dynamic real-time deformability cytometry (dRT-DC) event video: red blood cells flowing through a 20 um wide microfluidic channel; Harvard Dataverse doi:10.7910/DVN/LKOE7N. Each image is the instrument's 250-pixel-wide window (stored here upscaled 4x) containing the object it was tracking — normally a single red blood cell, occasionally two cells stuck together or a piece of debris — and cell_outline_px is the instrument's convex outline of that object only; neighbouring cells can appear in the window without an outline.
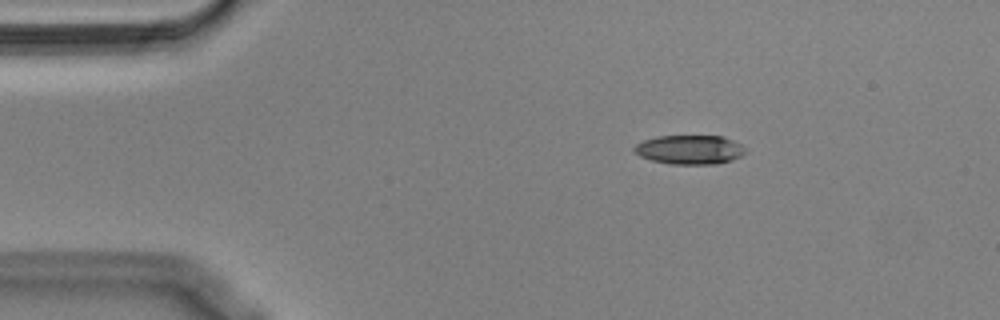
{"species": "Egyptian fruit bat (a non-hibernating species)", "species_latin": "Rousettus aegyptiacus", "temperature_condition": "cold", "stored_images_in_passage": 47, "camera_frame_rate_fps": 3000, "um_per_image_px": 0.085, "animal": {"sex": "male"}, "frame": {"image": 1, "passage_image": 1, "time_ms": 0.0, "image_size_px": [1000, 320], "cell_outline_px": [[748, 152], [732, 160], [716, 164], [672, 164], [652, 160], [640, 156], [632, 152], [632, 148], [636, 144], [644, 140], [656, 136], [720, 136], [732, 140], [740, 144]], "centroid_in_image_um": [58.6, 12.72], "position_along_channel_um": 26.4, "area_um2": 18.9}}
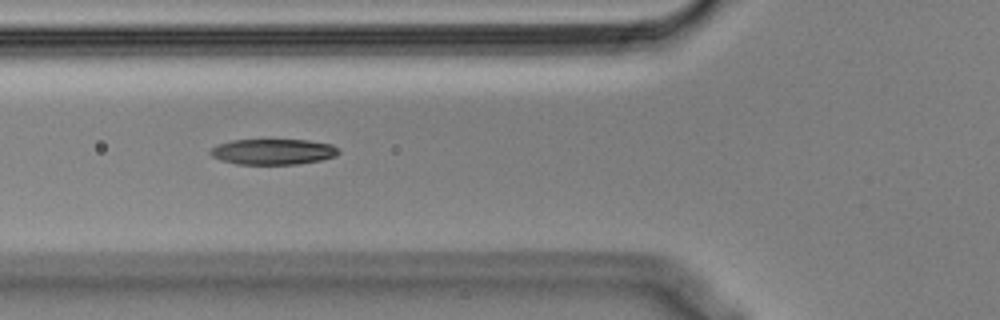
{"frame": {"image": 2, "passage_image": 12, "time_ms": 3.667, "image_size_px": [1000, 320], "cell_outline_px": [[340, 152], [336, 156], [320, 160], [296, 164], [236, 164], [220, 160], [212, 156], [208, 152], [212, 148], [220, 144], [232, 140], [308, 140], [332, 144]], "centroid_in_image_um": [23.21, 12.9], "position_along_channel_um": 102.6, "area_um2": 19.07}}
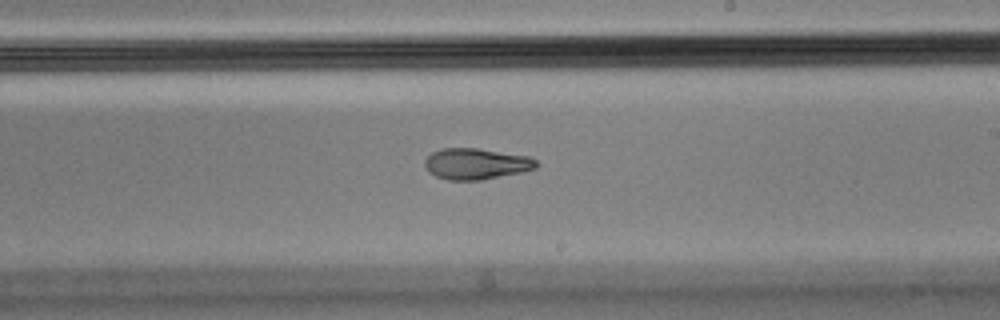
{"frame": {"image": 3, "passage_image": 24, "time_ms": 7.667, "image_size_px": [1000, 320], "cell_outline_px": [[540, 164], [536, 168], [524, 172], [480, 180], [448, 180], [436, 176], [428, 172], [424, 164], [424, 160], [432, 152], [444, 148], [476, 148], [528, 156], [536, 160]], "centroid_in_image_um": [40.48, 13.93], "position_along_channel_um": 248.5, "area_um2": 20.29}, "authors_computed_cell_mechanics": {"area_um2": 20.2878, "velocity_mm_per_s": 3.6408, "shape_relaxation_time_tau1_ms": null, "shape_relaxation_time_tau2_ms": 3.0403, "deformation_change_tau1": null, "deformation_change_tau2": 0.107}}